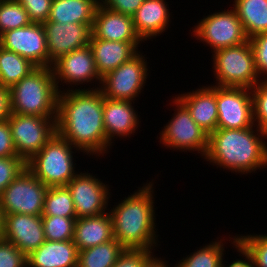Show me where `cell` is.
<instances>
[{
    "mask_svg": "<svg viewBox=\"0 0 267 267\" xmlns=\"http://www.w3.org/2000/svg\"><path fill=\"white\" fill-rule=\"evenodd\" d=\"M99 3V0H53L47 21L93 24Z\"/></svg>",
    "mask_w": 267,
    "mask_h": 267,
    "instance_id": "obj_25",
    "label": "cell"
},
{
    "mask_svg": "<svg viewBox=\"0 0 267 267\" xmlns=\"http://www.w3.org/2000/svg\"><path fill=\"white\" fill-rule=\"evenodd\" d=\"M233 8L248 38L267 33V0H234Z\"/></svg>",
    "mask_w": 267,
    "mask_h": 267,
    "instance_id": "obj_26",
    "label": "cell"
},
{
    "mask_svg": "<svg viewBox=\"0 0 267 267\" xmlns=\"http://www.w3.org/2000/svg\"><path fill=\"white\" fill-rule=\"evenodd\" d=\"M4 214L0 209V240L3 239Z\"/></svg>",
    "mask_w": 267,
    "mask_h": 267,
    "instance_id": "obj_45",
    "label": "cell"
},
{
    "mask_svg": "<svg viewBox=\"0 0 267 267\" xmlns=\"http://www.w3.org/2000/svg\"><path fill=\"white\" fill-rule=\"evenodd\" d=\"M152 254V250L124 249L113 267H142Z\"/></svg>",
    "mask_w": 267,
    "mask_h": 267,
    "instance_id": "obj_39",
    "label": "cell"
},
{
    "mask_svg": "<svg viewBox=\"0 0 267 267\" xmlns=\"http://www.w3.org/2000/svg\"><path fill=\"white\" fill-rule=\"evenodd\" d=\"M37 68L30 60L0 46V84L11 88Z\"/></svg>",
    "mask_w": 267,
    "mask_h": 267,
    "instance_id": "obj_27",
    "label": "cell"
},
{
    "mask_svg": "<svg viewBox=\"0 0 267 267\" xmlns=\"http://www.w3.org/2000/svg\"><path fill=\"white\" fill-rule=\"evenodd\" d=\"M229 241H231L233 244V246L237 249V252L244 257V259H237L234 260L233 262H231L229 265L225 264V260L223 261L224 263H222V267H254V263H253V258L251 256V254L246 250V248H244L239 242H238V236L237 234L235 236L229 237Z\"/></svg>",
    "mask_w": 267,
    "mask_h": 267,
    "instance_id": "obj_42",
    "label": "cell"
},
{
    "mask_svg": "<svg viewBox=\"0 0 267 267\" xmlns=\"http://www.w3.org/2000/svg\"><path fill=\"white\" fill-rule=\"evenodd\" d=\"M30 23L27 11L17 0H0V35Z\"/></svg>",
    "mask_w": 267,
    "mask_h": 267,
    "instance_id": "obj_31",
    "label": "cell"
},
{
    "mask_svg": "<svg viewBox=\"0 0 267 267\" xmlns=\"http://www.w3.org/2000/svg\"><path fill=\"white\" fill-rule=\"evenodd\" d=\"M212 59L216 86L252 89L261 80L250 41L216 50Z\"/></svg>",
    "mask_w": 267,
    "mask_h": 267,
    "instance_id": "obj_6",
    "label": "cell"
},
{
    "mask_svg": "<svg viewBox=\"0 0 267 267\" xmlns=\"http://www.w3.org/2000/svg\"><path fill=\"white\" fill-rule=\"evenodd\" d=\"M254 54L255 66L259 77H267V33L255 35L249 39ZM265 74V75H264Z\"/></svg>",
    "mask_w": 267,
    "mask_h": 267,
    "instance_id": "obj_37",
    "label": "cell"
},
{
    "mask_svg": "<svg viewBox=\"0 0 267 267\" xmlns=\"http://www.w3.org/2000/svg\"><path fill=\"white\" fill-rule=\"evenodd\" d=\"M171 103L176 107L172 119L160 131V143L170 150H183L205 157L209 135L192 119L187 108L174 96Z\"/></svg>",
    "mask_w": 267,
    "mask_h": 267,
    "instance_id": "obj_7",
    "label": "cell"
},
{
    "mask_svg": "<svg viewBox=\"0 0 267 267\" xmlns=\"http://www.w3.org/2000/svg\"><path fill=\"white\" fill-rule=\"evenodd\" d=\"M125 248L116 240L78 252L77 267H113Z\"/></svg>",
    "mask_w": 267,
    "mask_h": 267,
    "instance_id": "obj_28",
    "label": "cell"
},
{
    "mask_svg": "<svg viewBox=\"0 0 267 267\" xmlns=\"http://www.w3.org/2000/svg\"><path fill=\"white\" fill-rule=\"evenodd\" d=\"M113 239V221L110 213L107 211L98 216L76 219L73 241L78 251L106 243Z\"/></svg>",
    "mask_w": 267,
    "mask_h": 267,
    "instance_id": "obj_24",
    "label": "cell"
},
{
    "mask_svg": "<svg viewBox=\"0 0 267 267\" xmlns=\"http://www.w3.org/2000/svg\"><path fill=\"white\" fill-rule=\"evenodd\" d=\"M56 119L13 114L7 119L17 156L28 162L57 133Z\"/></svg>",
    "mask_w": 267,
    "mask_h": 267,
    "instance_id": "obj_11",
    "label": "cell"
},
{
    "mask_svg": "<svg viewBox=\"0 0 267 267\" xmlns=\"http://www.w3.org/2000/svg\"><path fill=\"white\" fill-rule=\"evenodd\" d=\"M142 42L107 41L91 35L89 46L92 49L96 69L103 77L108 72L129 61L139 51Z\"/></svg>",
    "mask_w": 267,
    "mask_h": 267,
    "instance_id": "obj_21",
    "label": "cell"
},
{
    "mask_svg": "<svg viewBox=\"0 0 267 267\" xmlns=\"http://www.w3.org/2000/svg\"><path fill=\"white\" fill-rule=\"evenodd\" d=\"M62 89L58 95L57 134L89 157L104 156L107 154L104 95L96 84L94 89Z\"/></svg>",
    "mask_w": 267,
    "mask_h": 267,
    "instance_id": "obj_1",
    "label": "cell"
},
{
    "mask_svg": "<svg viewBox=\"0 0 267 267\" xmlns=\"http://www.w3.org/2000/svg\"><path fill=\"white\" fill-rule=\"evenodd\" d=\"M100 4L113 11L133 16L144 0H99Z\"/></svg>",
    "mask_w": 267,
    "mask_h": 267,
    "instance_id": "obj_41",
    "label": "cell"
},
{
    "mask_svg": "<svg viewBox=\"0 0 267 267\" xmlns=\"http://www.w3.org/2000/svg\"><path fill=\"white\" fill-rule=\"evenodd\" d=\"M92 36L107 41L142 42L136 33L133 19L102 6L96 9L91 27Z\"/></svg>",
    "mask_w": 267,
    "mask_h": 267,
    "instance_id": "obj_19",
    "label": "cell"
},
{
    "mask_svg": "<svg viewBox=\"0 0 267 267\" xmlns=\"http://www.w3.org/2000/svg\"><path fill=\"white\" fill-rule=\"evenodd\" d=\"M45 240L68 241L73 240L75 222L77 218L42 215Z\"/></svg>",
    "mask_w": 267,
    "mask_h": 267,
    "instance_id": "obj_32",
    "label": "cell"
},
{
    "mask_svg": "<svg viewBox=\"0 0 267 267\" xmlns=\"http://www.w3.org/2000/svg\"><path fill=\"white\" fill-rule=\"evenodd\" d=\"M266 139L267 133L255 125L245 129H216L209 135L204 160L233 173H255L267 168Z\"/></svg>",
    "mask_w": 267,
    "mask_h": 267,
    "instance_id": "obj_2",
    "label": "cell"
},
{
    "mask_svg": "<svg viewBox=\"0 0 267 267\" xmlns=\"http://www.w3.org/2000/svg\"><path fill=\"white\" fill-rule=\"evenodd\" d=\"M153 186V180L147 181L108 211L113 221L114 239L125 249L153 250L158 245Z\"/></svg>",
    "mask_w": 267,
    "mask_h": 267,
    "instance_id": "obj_3",
    "label": "cell"
},
{
    "mask_svg": "<svg viewBox=\"0 0 267 267\" xmlns=\"http://www.w3.org/2000/svg\"><path fill=\"white\" fill-rule=\"evenodd\" d=\"M224 238L199 247V250L196 249L197 251L180 260L174 267H222L225 253Z\"/></svg>",
    "mask_w": 267,
    "mask_h": 267,
    "instance_id": "obj_29",
    "label": "cell"
},
{
    "mask_svg": "<svg viewBox=\"0 0 267 267\" xmlns=\"http://www.w3.org/2000/svg\"><path fill=\"white\" fill-rule=\"evenodd\" d=\"M70 190L76 217L98 216L109 210V186L95 175L85 172L77 174L66 185Z\"/></svg>",
    "mask_w": 267,
    "mask_h": 267,
    "instance_id": "obj_13",
    "label": "cell"
},
{
    "mask_svg": "<svg viewBox=\"0 0 267 267\" xmlns=\"http://www.w3.org/2000/svg\"><path fill=\"white\" fill-rule=\"evenodd\" d=\"M0 267H27L26 255L11 242L1 239Z\"/></svg>",
    "mask_w": 267,
    "mask_h": 267,
    "instance_id": "obj_36",
    "label": "cell"
},
{
    "mask_svg": "<svg viewBox=\"0 0 267 267\" xmlns=\"http://www.w3.org/2000/svg\"><path fill=\"white\" fill-rule=\"evenodd\" d=\"M218 11L200 19L198 25H194L192 35L196 40L205 42L212 48V52L249 41L233 6L230 10Z\"/></svg>",
    "mask_w": 267,
    "mask_h": 267,
    "instance_id": "obj_8",
    "label": "cell"
},
{
    "mask_svg": "<svg viewBox=\"0 0 267 267\" xmlns=\"http://www.w3.org/2000/svg\"><path fill=\"white\" fill-rule=\"evenodd\" d=\"M164 260V261H163ZM142 267H170L165 258L155 257L153 254L145 261Z\"/></svg>",
    "mask_w": 267,
    "mask_h": 267,
    "instance_id": "obj_44",
    "label": "cell"
},
{
    "mask_svg": "<svg viewBox=\"0 0 267 267\" xmlns=\"http://www.w3.org/2000/svg\"><path fill=\"white\" fill-rule=\"evenodd\" d=\"M58 95L52 67H37L10 88L11 113L57 118Z\"/></svg>",
    "mask_w": 267,
    "mask_h": 267,
    "instance_id": "obj_4",
    "label": "cell"
},
{
    "mask_svg": "<svg viewBox=\"0 0 267 267\" xmlns=\"http://www.w3.org/2000/svg\"><path fill=\"white\" fill-rule=\"evenodd\" d=\"M42 25L46 34L49 67H52L61 56L86 47L90 43L92 24H61L46 21Z\"/></svg>",
    "mask_w": 267,
    "mask_h": 267,
    "instance_id": "obj_16",
    "label": "cell"
},
{
    "mask_svg": "<svg viewBox=\"0 0 267 267\" xmlns=\"http://www.w3.org/2000/svg\"><path fill=\"white\" fill-rule=\"evenodd\" d=\"M0 46L30 60L37 67H49L47 40L42 23H33L0 35Z\"/></svg>",
    "mask_w": 267,
    "mask_h": 267,
    "instance_id": "obj_14",
    "label": "cell"
},
{
    "mask_svg": "<svg viewBox=\"0 0 267 267\" xmlns=\"http://www.w3.org/2000/svg\"><path fill=\"white\" fill-rule=\"evenodd\" d=\"M168 6L166 0H144L132 16L136 33L143 42L168 30L171 24Z\"/></svg>",
    "mask_w": 267,
    "mask_h": 267,
    "instance_id": "obj_22",
    "label": "cell"
},
{
    "mask_svg": "<svg viewBox=\"0 0 267 267\" xmlns=\"http://www.w3.org/2000/svg\"><path fill=\"white\" fill-rule=\"evenodd\" d=\"M72 146L57 133L28 162L26 168L45 186H66L78 172L75 170Z\"/></svg>",
    "mask_w": 267,
    "mask_h": 267,
    "instance_id": "obj_5",
    "label": "cell"
},
{
    "mask_svg": "<svg viewBox=\"0 0 267 267\" xmlns=\"http://www.w3.org/2000/svg\"><path fill=\"white\" fill-rule=\"evenodd\" d=\"M213 85V86H212ZM202 86L175 97L187 108L192 119L208 134L217 129V86Z\"/></svg>",
    "mask_w": 267,
    "mask_h": 267,
    "instance_id": "obj_20",
    "label": "cell"
},
{
    "mask_svg": "<svg viewBox=\"0 0 267 267\" xmlns=\"http://www.w3.org/2000/svg\"><path fill=\"white\" fill-rule=\"evenodd\" d=\"M47 188L25 168L0 194V209L4 215L42 216Z\"/></svg>",
    "mask_w": 267,
    "mask_h": 267,
    "instance_id": "obj_10",
    "label": "cell"
},
{
    "mask_svg": "<svg viewBox=\"0 0 267 267\" xmlns=\"http://www.w3.org/2000/svg\"><path fill=\"white\" fill-rule=\"evenodd\" d=\"M17 156L8 120L0 121V158Z\"/></svg>",
    "mask_w": 267,
    "mask_h": 267,
    "instance_id": "obj_40",
    "label": "cell"
},
{
    "mask_svg": "<svg viewBox=\"0 0 267 267\" xmlns=\"http://www.w3.org/2000/svg\"><path fill=\"white\" fill-rule=\"evenodd\" d=\"M251 92L254 125L267 133V78L261 79Z\"/></svg>",
    "mask_w": 267,
    "mask_h": 267,
    "instance_id": "obj_33",
    "label": "cell"
},
{
    "mask_svg": "<svg viewBox=\"0 0 267 267\" xmlns=\"http://www.w3.org/2000/svg\"><path fill=\"white\" fill-rule=\"evenodd\" d=\"M238 242L251 254L254 267H267V234H239Z\"/></svg>",
    "mask_w": 267,
    "mask_h": 267,
    "instance_id": "obj_34",
    "label": "cell"
},
{
    "mask_svg": "<svg viewBox=\"0 0 267 267\" xmlns=\"http://www.w3.org/2000/svg\"><path fill=\"white\" fill-rule=\"evenodd\" d=\"M3 239L28 256L45 242L42 217L27 214L4 215Z\"/></svg>",
    "mask_w": 267,
    "mask_h": 267,
    "instance_id": "obj_17",
    "label": "cell"
},
{
    "mask_svg": "<svg viewBox=\"0 0 267 267\" xmlns=\"http://www.w3.org/2000/svg\"><path fill=\"white\" fill-rule=\"evenodd\" d=\"M52 69L59 93L61 90L60 81L61 84L66 83L65 85L70 84L69 86H72V88H67L68 91H73L76 85H87L93 81H98L101 84L102 77L98 74L94 55L89 45L61 56L53 63Z\"/></svg>",
    "mask_w": 267,
    "mask_h": 267,
    "instance_id": "obj_15",
    "label": "cell"
},
{
    "mask_svg": "<svg viewBox=\"0 0 267 267\" xmlns=\"http://www.w3.org/2000/svg\"><path fill=\"white\" fill-rule=\"evenodd\" d=\"M140 52L101 78V85L98 89L104 97L132 102L137 100L136 98L146 84L148 72H150L145 55Z\"/></svg>",
    "mask_w": 267,
    "mask_h": 267,
    "instance_id": "obj_9",
    "label": "cell"
},
{
    "mask_svg": "<svg viewBox=\"0 0 267 267\" xmlns=\"http://www.w3.org/2000/svg\"><path fill=\"white\" fill-rule=\"evenodd\" d=\"M42 215L77 218L72 196L67 186L47 188Z\"/></svg>",
    "mask_w": 267,
    "mask_h": 267,
    "instance_id": "obj_30",
    "label": "cell"
},
{
    "mask_svg": "<svg viewBox=\"0 0 267 267\" xmlns=\"http://www.w3.org/2000/svg\"><path fill=\"white\" fill-rule=\"evenodd\" d=\"M78 252L73 240H45L26 256L27 267H77Z\"/></svg>",
    "mask_w": 267,
    "mask_h": 267,
    "instance_id": "obj_23",
    "label": "cell"
},
{
    "mask_svg": "<svg viewBox=\"0 0 267 267\" xmlns=\"http://www.w3.org/2000/svg\"><path fill=\"white\" fill-rule=\"evenodd\" d=\"M10 88L0 84V121L7 120L11 115Z\"/></svg>",
    "mask_w": 267,
    "mask_h": 267,
    "instance_id": "obj_43",
    "label": "cell"
},
{
    "mask_svg": "<svg viewBox=\"0 0 267 267\" xmlns=\"http://www.w3.org/2000/svg\"><path fill=\"white\" fill-rule=\"evenodd\" d=\"M133 103V104H132ZM135 102L114 100L104 97L103 122L107 138V153L113 139L129 137L139 127L138 112L134 109ZM117 137V138H116Z\"/></svg>",
    "mask_w": 267,
    "mask_h": 267,
    "instance_id": "obj_18",
    "label": "cell"
},
{
    "mask_svg": "<svg viewBox=\"0 0 267 267\" xmlns=\"http://www.w3.org/2000/svg\"><path fill=\"white\" fill-rule=\"evenodd\" d=\"M27 11L33 23H44L49 19L53 0H17Z\"/></svg>",
    "mask_w": 267,
    "mask_h": 267,
    "instance_id": "obj_38",
    "label": "cell"
},
{
    "mask_svg": "<svg viewBox=\"0 0 267 267\" xmlns=\"http://www.w3.org/2000/svg\"><path fill=\"white\" fill-rule=\"evenodd\" d=\"M25 168L19 156L0 158V194Z\"/></svg>",
    "mask_w": 267,
    "mask_h": 267,
    "instance_id": "obj_35",
    "label": "cell"
},
{
    "mask_svg": "<svg viewBox=\"0 0 267 267\" xmlns=\"http://www.w3.org/2000/svg\"><path fill=\"white\" fill-rule=\"evenodd\" d=\"M217 129H245L254 125L251 89L217 86Z\"/></svg>",
    "mask_w": 267,
    "mask_h": 267,
    "instance_id": "obj_12",
    "label": "cell"
}]
</instances>
